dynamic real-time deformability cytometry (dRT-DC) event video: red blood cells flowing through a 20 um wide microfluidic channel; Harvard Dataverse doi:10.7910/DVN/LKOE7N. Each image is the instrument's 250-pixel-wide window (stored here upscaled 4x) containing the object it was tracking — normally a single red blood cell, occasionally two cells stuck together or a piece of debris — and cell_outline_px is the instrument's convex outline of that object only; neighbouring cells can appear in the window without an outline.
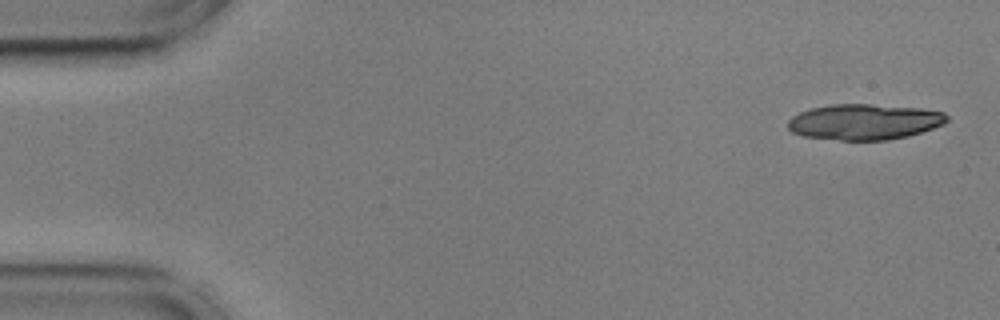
{"species": "common noctule bat (a hibernating species)", "species_latin": "Nyctalus noctula", "temperature_condition": "cold", "stored_images_in_passage": 49, "camera_frame_rate_fps": 3000, "um_per_image_px": 0.085, "animal": {"sex": "male", "body_mass_g": 17.9, "forearm_length_mm": 54.2}, "frame": {"image": 1, "passage_image": 1, "time_ms": 0.0, "image_size_px": [1000, 320], "cell_outline_px": [[948, 120], [944, 124], [908, 136], [888, 140], [840, 140], [804, 136], [792, 132], [788, 128], [788, 120], [792, 116], [800, 112], [812, 108], [832, 104], [872, 104], [920, 108], [944, 112], [948, 116]], "centroid_in_image_um": [73.47, 10.35], "position_along_channel_um": 11.5, "area_um2": 33.06}}
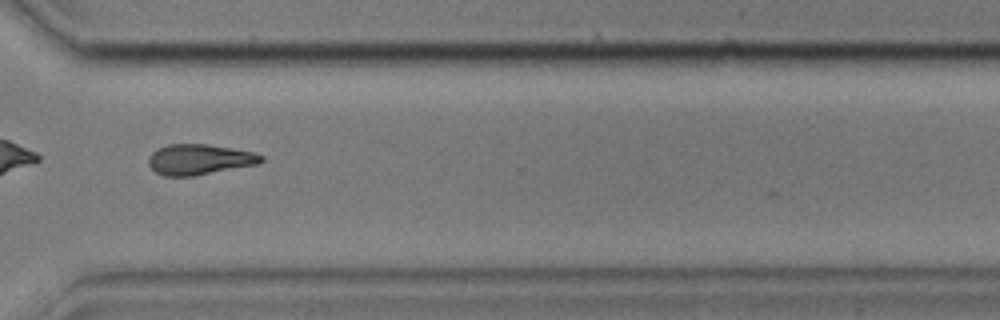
{"frame": {"image": 2, "passage_image": 40, "time_ms": 13.0, "image_size_px": [1000, 320], "cell_outline_px": [[264, 160], [256, 164], [192, 176], [164, 176], [156, 172], [148, 164], [148, 156], [156, 148], [168, 144], [208, 144], [232, 148], [252, 152], [264, 156]], "centroid_in_image_um": [16.9, 13.54], "position_along_channel_um": 353.7, "area_um2": 19.94}, "authors_computed_cell_mechanics": {"area_um2": 21.2126, "velocity_mm_per_s": 3.595, "shape_relaxation_time_tau1_ms": 4.766, "shape_relaxation_time_tau2_ms": null, "deformation_change_tau1": 0.119, "deformation_change_tau2": null}}